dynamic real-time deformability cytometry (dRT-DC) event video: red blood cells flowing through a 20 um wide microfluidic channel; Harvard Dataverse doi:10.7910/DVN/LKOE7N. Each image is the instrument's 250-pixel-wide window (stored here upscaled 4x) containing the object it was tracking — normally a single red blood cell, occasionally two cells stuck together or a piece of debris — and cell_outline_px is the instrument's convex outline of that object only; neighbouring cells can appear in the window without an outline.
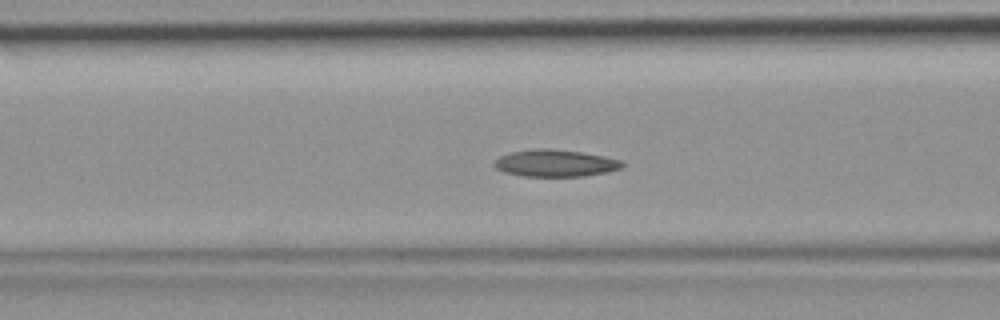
{"species": "common noctule bat (a hibernating species)", "species_latin": "Nyctalus noctula", "temperature_condition": "room temperature", "stored_images_in_passage": 48, "camera_frame_rate_fps": 3000, "um_per_image_px": 0.085, "animal": {"sex": "female", "body_mass_g": 19.9}, "frame": {"image": 1, "passage_image": 19, "time_ms": 6.0, "image_size_px": [1000, 320], "cell_outline_px": [[624, 164], [620, 168], [608, 172], [584, 176], [524, 176], [504, 172], [496, 168], [492, 164], [500, 156], [508, 152], [532, 148], [548, 148], [580, 152], [604, 156], [624, 160]], "centroid_in_image_um": [47.19, 13.86], "position_along_channel_um": 119.4, "area_um2": 20.29}}
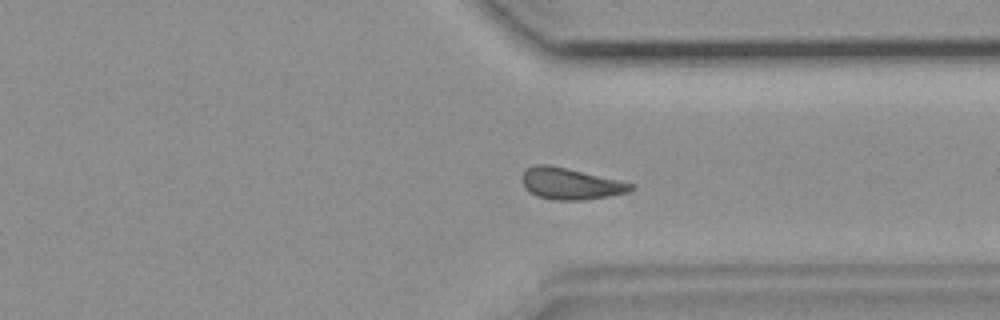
{"frame": {"image": 2, "passage_image": 36, "time_ms": 11.667, "image_size_px": [1000, 320], "cell_outline_px": [[636, 188], [628, 192], [608, 196], [584, 200], [552, 200], [536, 196], [524, 184], [524, 172], [528, 168], [536, 164], [548, 164], [616, 180], [632, 184]], "centroid_in_image_um": [48.5, 15.63], "position_along_channel_um": 362.9, "area_um2": 19.31}}
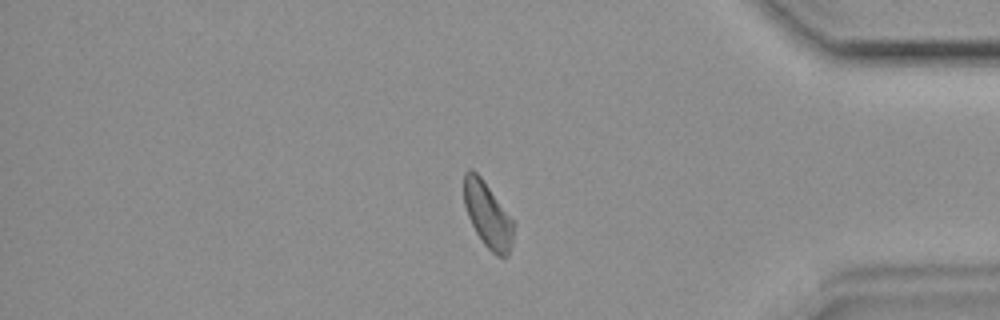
{"frame": {"image": 3, "passage_image": 40, "time_ms": 13.0, "image_size_px": [1000, 320], "cell_outline_px": [[516, 220], [512, 244], [508, 252], [504, 256], [496, 256], [484, 244], [476, 232], [468, 216], [464, 204], [464, 172], [468, 168], [472, 168], [480, 176]], "centroid_in_image_um": [41.49, 18.23], "position_along_channel_um": 393.7, "area_um2": 19.25}}